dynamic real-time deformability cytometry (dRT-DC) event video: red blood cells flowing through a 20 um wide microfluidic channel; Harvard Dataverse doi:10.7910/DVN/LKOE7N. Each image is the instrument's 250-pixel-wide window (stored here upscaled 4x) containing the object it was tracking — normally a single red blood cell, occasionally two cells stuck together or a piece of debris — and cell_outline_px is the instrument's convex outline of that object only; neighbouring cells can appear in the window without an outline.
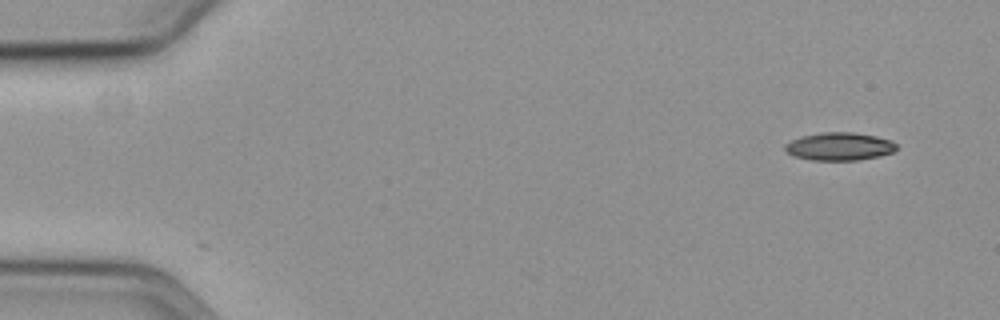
{"species": "common noctule bat (a hibernating species)", "species_latin": "Nyctalus noctula", "temperature_condition": "cold", "stored_images_in_passage": 55, "camera_frame_rate_fps": 3000, "um_per_image_px": 0.085, "animal": {"sex": "female", "body_mass_g": 19.3, "forearm_length_mm": 54.1}, "frame": {"image": 1, "passage_image": 1, "time_ms": 0.0, "image_size_px": [1000, 320], "cell_outline_px": [[896, 152], [880, 156], [856, 160], [812, 160], [792, 156], [784, 148], [784, 144], [792, 140], [804, 136], [820, 132], [852, 132], [876, 136], [892, 140], [896, 144]], "centroid_in_image_um": [71.37, 12.45], "position_along_channel_um": 13.6, "area_um2": 18.21}}
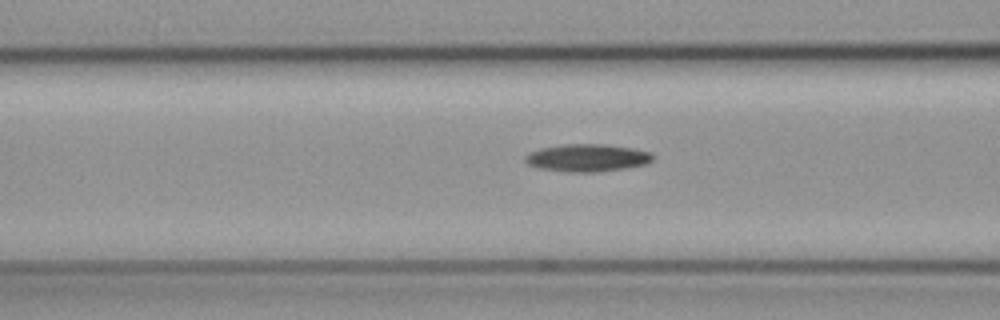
{"frame": {"image": 2, "passage_image": 20, "time_ms": 6.333, "image_size_px": [1000, 320], "cell_outline_px": [[652, 160], [648, 164], [624, 168], [596, 172], [568, 172], [540, 168], [528, 164], [524, 160], [524, 156], [528, 152], [540, 148], [564, 144], [604, 144], [632, 148], [652, 152]], "centroid_in_image_um": [49.9, 13.41], "position_along_channel_um": 116.7, "area_um2": 20.52}}
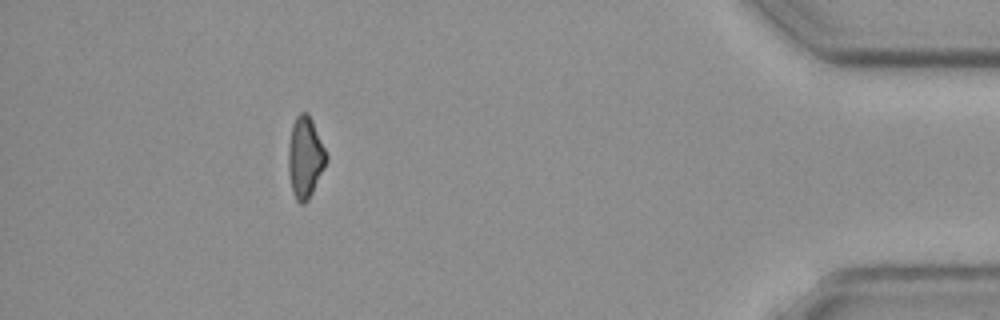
{"frame": {"image": 3, "passage_image": 49, "time_ms": 16.0, "image_size_px": [1000, 320], "cell_outline_px": [[328, 160], [308, 200], [304, 204], [300, 204], [296, 200], [292, 192], [288, 172], [288, 144], [292, 124], [296, 116], [300, 112], [308, 112], [312, 120], [328, 156]], "centroid_in_image_um": [25.92, 13.37], "position_along_channel_um": 409.3, "area_um2": 18.09}, "authors_computed_cell_mechanics": {"area_um2": 18.6116, "velocity_mm_per_s": 3.6193, "shape_relaxation_time_tau1_ms": 7.5274, "shape_relaxation_time_tau2_ms": null, "deformation_change_tau1": 0.137, "deformation_change_tau2": null}}